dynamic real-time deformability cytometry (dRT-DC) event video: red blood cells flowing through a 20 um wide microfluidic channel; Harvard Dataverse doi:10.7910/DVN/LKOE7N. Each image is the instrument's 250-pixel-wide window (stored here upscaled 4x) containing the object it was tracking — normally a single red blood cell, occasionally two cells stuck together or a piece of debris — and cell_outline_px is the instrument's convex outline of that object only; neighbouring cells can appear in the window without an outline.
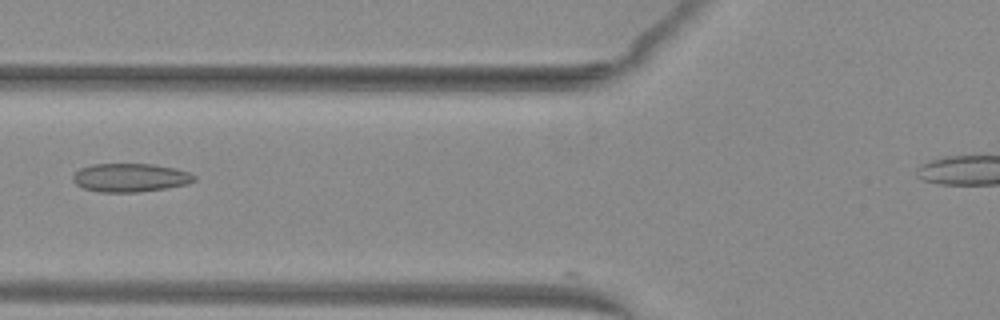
{"species": "common noctule bat (a hibernating species)", "species_latin": "Nyctalus noctula", "temperature_condition": "warm", "stored_images_in_passage": 34, "camera_frame_rate_fps": 3000, "um_per_image_px": 0.085, "animal": {"sex": "female", "body_mass_g": 29.2, "forearm_length_mm": 56.3}, "frame": {"image": 1, "passage_image": 8, "time_ms": 2.333, "image_size_px": [1000, 320], "cell_outline_px": [[196, 180], [188, 184], [164, 188], [136, 192], [100, 192], [84, 188], [76, 184], [72, 180], [72, 176], [80, 168], [92, 164], [152, 164], [176, 168], [188, 172], [196, 176]], "centroid_in_image_um": [11.07, 15.09], "position_along_channel_um": 114.7, "area_um2": 20.11}}
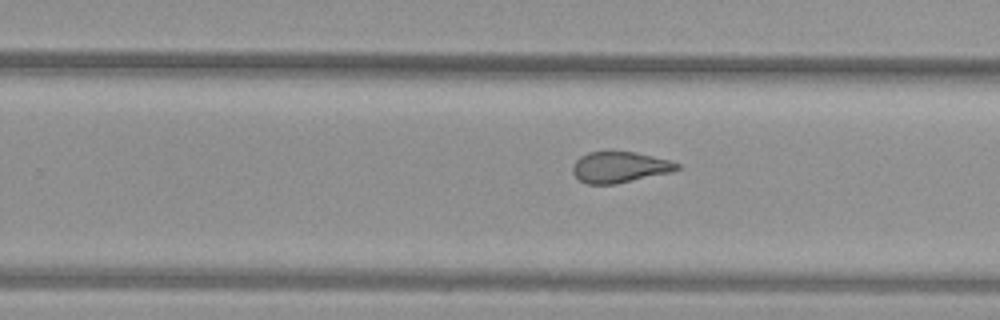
{"frame": {"image": 2, "passage_image": 20, "time_ms": 6.333, "image_size_px": [1000, 320], "cell_outline_px": [[680, 168], [672, 172], [616, 184], [588, 184], [580, 180], [572, 172], [572, 164], [580, 156], [588, 152], [636, 152], [668, 160], [680, 164]], "centroid_in_image_um": [52.66, 14.21], "position_along_channel_um": 277.1, "area_um2": 18.79}}
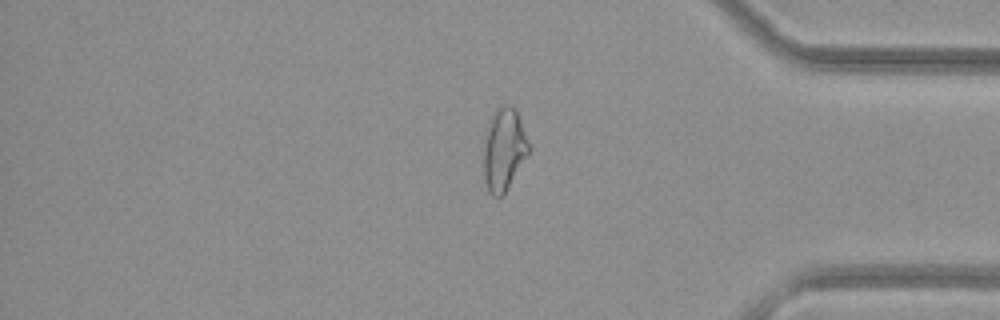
{"frame": {"image": 3, "passage_image": 30, "time_ms": 9.667, "image_size_px": [1000, 320], "cell_outline_px": [[528, 156], [504, 192], [500, 196], [492, 196], [488, 192], [484, 180], [484, 148], [488, 128], [492, 112], [496, 108], [504, 104], [512, 104], [516, 108], [528, 144]], "centroid_in_image_um": [42.82, 12.68], "position_along_channel_um": 392.4, "area_um2": 21.33}}